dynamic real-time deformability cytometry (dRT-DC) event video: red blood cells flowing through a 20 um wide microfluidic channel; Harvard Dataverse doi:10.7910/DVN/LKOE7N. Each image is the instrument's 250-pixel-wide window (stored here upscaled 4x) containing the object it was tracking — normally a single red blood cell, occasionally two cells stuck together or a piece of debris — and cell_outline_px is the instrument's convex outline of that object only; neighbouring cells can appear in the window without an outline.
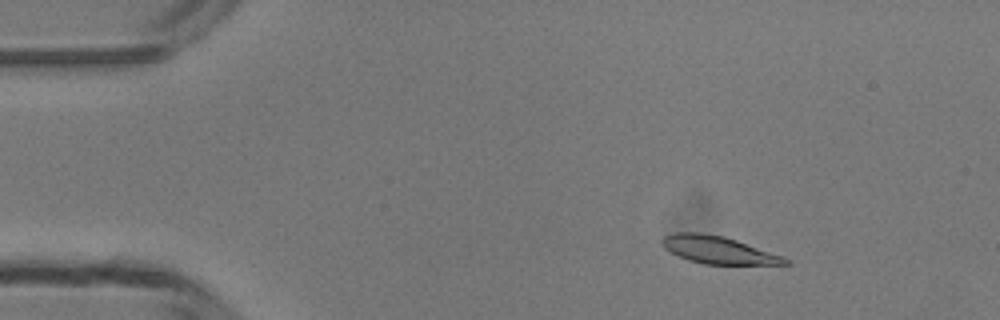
{"species": "common noctule bat (a hibernating species)", "species_latin": "Nyctalus noctula", "temperature_condition": "room temperature", "stored_images_in_passage": 45, "camera_frame_rate_fps": 3000, "um_per_image_px": 0.085, "animal": {"sex": "male", "body_mass_g": 13.3}, "frame": {"image": 1, "passage_image": 3, "time_ms": 0.667, "image_size_px": [1000, 320], "cell_outline_px": [[792, 264], [704, 264], [688, 260], [664, 248], [660, 240], [664, 236], [676, 232], [700, 232], [724, 236], [784, 256], [792, 260]], "centroid_in_image_um": [61.08, 21.24], "position_along_channel_um": 23.9, "area_um2": 19.71}}
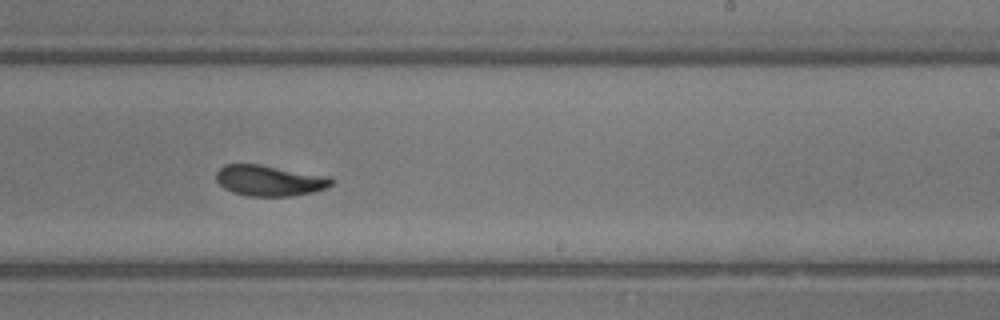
{"frame": {"image": 2, "passage_image": 26, "time_ms": 8.333, "image_size_px": [1000, 320], "cell_outline_px": [[336, 180], [328, 188], [312, 192], [292, 196], [248, 196], [232, 192], [224, 188], [216, 180], [216, 172], [224, 164], [256, 164], [332, 176]], "centroid_in_image_um": [22.95, 15.35], "position_along_channel_um": 266.0, "area_um2": 20.87}}
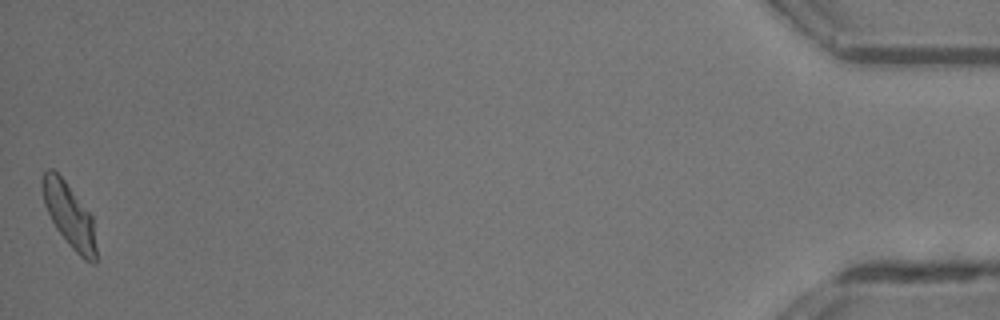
{"frame": {"image": 3, "passage_image": 45, "time_ms": 14.667, "image_size_px": [1000, 320], "cell_outline_px": [[96, 264], [92, 264], [84, 260], [68, 244], [56, 228], [44, 204], [40, 184], [40, 180], [44, 172], [48, 168], [52, 168], [64, 180], [92, 216], [96, 248]], "centroid_in_image_um": [5.87, 18.3], "position_along_channel_um": 429.3, "area_um2": 20.0}, "authors_computed_cell_mechanics": {"area_um2": 20.7502, "velocity_mm_per_s": 4.1596, "shape_relaxation_time_tau1_ms": 3.4846, "shape_relaxation_time_tau2_ms": 2.7583, "deformation_change_tau1": 0.126, "deformation_change_tau2": 0.0799}}